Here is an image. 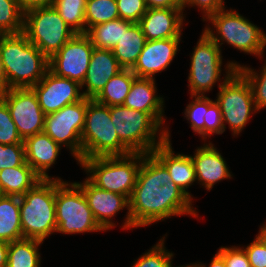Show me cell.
<instances>
[{"label": "cell", "instance_id": "obj_1", "mask_svg": "<svg viewBox=\"0 0 266 267\" xmlns=\"http://www.w3.org/2000/svg\"><path fill=\"white\" fill-rule=\"evenodd\" d=\"M166 167L152 154L142 153L136 185L129 198L132 229L171 216L198 217L192 200L173 182Z\"/></svg>", "mask_w": 266, "mask_h": 267}, {"label": "cell", "instance_id": "obj_2", "mask_svg": "<svg viewBox=\"0 0 266 267\" xmlns=\"http://www.w3.org/2000/svg\"><path fill=\"white\" fill-rule=\"evenodd\" d=\"M6 90L32 88L49 70V59L21 32L1 34Z\"/></svg>", "mask_w": 266, "mask_h": 267}, {"label": "cell", "instance_id": "obj_3", "mask_svg": "<svg viewBox=\"0 0 266 267\" xmlns=\"http://www.w3.org/2000/svg\"><path fill=\"white\" fill-rule=\"evenodd\" d=\"M205 21H209L212 26L206 25L203 31L220 48L227 43L232 48L255 55L260 60L264 56L266 33L236 10L224 8L211 14Z\"/></svg>", "mask_w": 266, "mask_h": 267}, {"label": "cell", "instance_id": "obj_4", "mask_svg": "<svg viewBox=\"0 0 266 267\" xmlns=\"http://www.w3.org/2000/svg\"><path fill=\"white\" fill-rule=\"evenodd\" d=\"M109 108L111 121L120 141L132 153H151L167 139L169 127H163L150 113L124 105Z\"/></svg>", "mask_w": 266, "mask_h": 267}, {"label": "cell", "instance_id": "obj_5", "mask_svg": "<svg viewBox=\"0 0 266 267\" xmlns=\"http://www.w3.org/2000/svg\"><path fill=\"white\" fill-rule=\"evenodd\" d=\"M23 238L46 240L56 233L55 179H42L19 197Z\"/></svg>", "mask_w": 266, "mask_h": 267}, {"label": "cell", "instance_id": "obj_6", "mask_svg": "<svg viewBox=\"0 0 266 267\" xmlns=\"http://www.w3.org/2000/svg\"><path fill=\"white\" fill-rule=\"evenodd\" d=\"M141 162L142 153H130L124 156L86 158L79 165L97 187L130 198Z\"/></svg>", "mask_w": 266, "mask_h": 267}, {"label": "cell", "instance_id": "obj_7", "mask_svg": "<svg viewBox=\"0 0 266 267\" xmlns=\"http://www.w3.org/2000/svg\"><path fill=\"white\" fill-rule=\"evenodd\" d=\"M82 160L132 153L119 139L111 121L109 106L87 98L85 124L81 134Z\"/></svg>", "mask_w": 266, "mask_h": 267}, {"label": "cell", "instance_id": "obj_8", "mask_svg": "<svg viewBox=\"0 0 266 267\" xmlns=\"http://www.w3.org/2000/svg\"><path fill=\"white\" fill-rule=\"evenodd\" d=\"M193 50L188 75L191 96H205L217 82L223 84L241 66L238 62L228 61L224 69L226 74H223L225 76L222 79V50L204 31Z\"/></svg>", "mask_w": 266, "mask_h": 267}, {"label": "cell", "instance_id": "obj_9", "mask_svg": "<svg viewBox=\"0 0 266 267\" xmlns=\"http://www.w3.org/2000/svg\"><path fill=\"white\" fill-rule=\"evenodd\" d=\"M56 233L80 234L104 231L95 220L81 187L55 179Z\"/></svg>", "mask_w": 266, "mask_h": 267}, {"label": "cell", "instance_id": "obj_10", "mask_svg": "<svg viewBox=\"0 0 266 267\" xmlns=\"http://www.w3.org/2000/svg\"><path fill=\"white\" fill-rule=\"evenodd\" d=\"M23 33L48 59L76 34L53 6L24 11Z\"/></svg>", "mask_w": 266, "mask_h": 267}, {"label": "cell", "instance_id": "obj_11", "mask_svg": "<svg viewBox=\"0 0 266 267\" xmlns=\"http://www.w3.org/2000/svg\"><path fill=\"white\" fill-rule=\"evenodd\" d=\"M218 94L215 102L219 105L222 114L224 132L226 124L235 137L239 135L257 113L253 93L249 82L236 70L223 84H218Z\"/></svg>", "mask_w": 266, "mask_h": 267}, {"label": "cell", "instance_id": "obj_12", "mask_svg": "<svg viewBox=\"0 0 266 267\" xmlns=\"http://www.w3.org/2000/svg\"><path fill=\"white\" fill-rule=\"evenodd\" d=\"M87 98L65 105L57 112L45 115L43 132L62 147L69 148L78 164L82 161L81 134L85 124Z\"/></svg>", "mask_w": 266, "mask_h": 267}, {"label": "cell", "instance_id": "obj_13", "mask_svg": "<svg viewBox=\"0 0 266 267\" xmlns=\"http://www.w3.org/2000/svg\"><path fill=\"white\" fill-rule=\"evenodd\" d=\"M0 98L7 104L19 136L27 137L43 132L45 114L32 88H13L0 92Z\"/></svg>", "mask_w": 266, "mask_h": 267}, {"label": "cell", "instance_id": "obj_14", "mask_svg": "<svg viewBox=\"0 0 266 267\" xmlns=\"http://www.w3.org/2000/svg\"><path fill=\"white\" fill-rule=\"evenodd\" d=\"M94 46L86 33H76L49 59V69L58 76L77 81L86 77Z\"/></svg>", "mask_w": 266, "mask_h": 267}, {"label": "cell", "instance_id": "obj_15", "mask_svg": "<svg viewBox=\"0 0 266 267\" xmlns=\"http://www.w3.org/2000/svg\"><path fill=\"white\" fill-rule=\"evenodd\" d=\"M82 189L83 194L92 210L93 216L99 226L108 231L116 226L113 217L126 208L128 212L122 224V229H132V220L129 214V198L127 196L105 191L94 185L88 178L83 182H76Z\"/></svg>", "mask_w": 266, "mask_h": 267}, {"label": "cell", "instance_id": "obj_16", "mask_svg": "<svg viewBox=\"0 0 266 267\" xmlns=\"http://www.w3.org/2000/svg\"><path fill=\"white\" fill-rule=\"evenodd\" d=\"M32 89L45 115L84 98L77 81L55 75L50 69Z\"/></svg>", "mask_w": 266, "mask_h": 267}, {"label": "cell", "instance_id": "obj_17", "mask_svg": "<svg viewBox=\"0 0 266 267\" xmlns=\"http://www.w3.org/2000/svg\"><path fill=\"white\" fill-rule=\"evenodd\" d=\"M181 38L146 41L135 65L133 74L140 78L155 79V74L163 72L176 56Z\"/></svg>", "mask_w": 266, "mask_h": 267}, {"label": "cell", "instance_id": "obj_18", "mask_svg": "<svg viewBox=\"0 0 266 267\" xmlns=\"http://www.w3.org/2000/svg\"><path fill=\"white\" fill-rule=\"evenodd\" d=\"M183 11V8H148L138 22L146 40L182 38Z\"/></svg>", "mask_w": 266, "mask_h": 267}, {"label": "cell", "instance_id": "obj_19", "mask_svg": "<svg viewBox=\"0 0 266 267\" xmlns=\"http://www.w3.org/2000/svg\"><path fill=\"white\" fill-rule=\"evenodd\" d=\"M196 173V181L206 190L210 191L214 185L224 179H231L225 158L212 142H204L197 147L194 155H190Z\"/></svg>", "mask_w": 266, "mask_h": 267}, {"label": "cell", "instance_id": "obj_20", "mask_svg": "<svg viewBox=\"0 0 266 267\" xmlns=\"http://www.w3.org/2000/svg\"><path fill=\"white\" fill-rule=\"evenodd\" d=\"M170 131L167 139L158 145L151 153L166 167L173 181L192 201L193 195L189 187L196 182V173L190 155L175 153L172 148Z\"/></svg>", "mask_w": 266, "mask_h": 267}, {"label": "cell", "instance_id": "obj_21", "mask_svg": "<svg viewBox=\"0 0 266 267\" xmlns=\"http://www.w3.org/2000/svg\"><path fill=\"white\" fill-rule=\"evenodd\" d=\"M122 69L112 50L94 47L86 77L81 84L83 97L94 99L107 82Z\"/></svg>", "mask_w": 266, "mask_h": 267}, {"label": "cell", "instance_id": "obj_22", "mask_svg": "<svg viewBox=\"0 0 266 267\" xmlns=\"http://www.w3.org/2000/svg\"><path fill=\"white\" fill-rule=\"evenodd\" d=\"M26 162L42 179H59L49 176L50 168L55 164L62 146L44 132L27 137L24 140Z\"/></svg>", "mask_w": 266, "mask_h": 267}, {"label": "cell", "instance_id": "obj_23", "mask_svg": "<svg viewBox=\"0 0 266 267\" xmlns=\"http://www.w3.org/2000/svg\"><path fill=\"white\" fill-rule=\"evenodd\" d=\"M156 85L155 79L136 77L123 105L150 113L163 126L165 122V101L163 96L157 95Z\"/></svg>", "mask_w": 266, "mask_h": 267}, {"label": "cell", "instance_id": "obj_24", "mask_svg": "<svg viewBox=\"0 0 266 267\" xmlns=\"http://www.w3.org/2000/svg\"><path fill=\"white\" fill-rule=\"evenodd\" d=\"M42 178L26 162L21 166L0 170V186L5 196L22 197Z\"/></svg>", "mask_w": 266, "mask_h": 267}, {"label": "cell", "instance_id": "obj_25", "mask_svg": "<svg viewBox=\"0 0 266 267\" xmlns=\"http://www.w3.org/2000/svg\"><path fill=\"white\" fill-rule=\"evenodd\" d=\"M145 35L138 23H133L128 29H123V35L112 53L123 69H131L146 44Z\"/></svg>", "mask_w": 266, "mask_h": 267}, {"label": "cell", "instance_id": "obj_26", "mask_svg": "<svg viewBox=\"0 0 266 267\" xmlns=\"http://www.w3.org/2000/svg\"><path fill=\"white\" fill-rule=\"evenodd\" d=\"M23 239L20 221V204L17 196L0 199V240L8 243Z\"/></svg>", "mask_w": 266, "mask_h": 267}, {"label": "cell", "instance_id": "obj_27", "mask_svg": "<svg viewBox=\"0 0 266 267\" xmlns=\"http://www.w3.org/2000/svg\"><path fill=\"white\" fill-rule=\"evenodd\" d=\"M43 241L23 238L9 243L7 267H41L39 246Z\"/></svg>", "mask_w": 266, "mask_h": 267}, {"label": "cell", "instance_id": "obj_28", "mask_svg": "<svg viewBox=\"0 0 266 267\" xmlns=\"http://www.w3.org/2000/svg\"><path fill=\"white\" fill-rule=\"evenodd\" d=\"M135 78L131 69H122L107 82L94 100L109 107L123 105Z\"/></svg>", "mask_w": 266, "mask_h": 267}, {"label": "cell", "instance_id": "obj_29", "mask_svg": "<svg viewBox=\"0 0 266 267\" xmlns=\"http://www.w3.org/2000/svg\"><path fill=\"white\" fill-rule=\"evenodd\" d=\"M133 22L121 18L96 24L87 31L92 45L99 49L112 50L120 41L123 29H128Z\"/></svg>", "mask_w": 266, "mask_h": 267}, {"label": "cell", "instance_id": "obj_30", "mask_svg": "<svg viewBox=\"0 0 266 267\" xmlns=\"http://www.w3.org/2000/svg\"><path fill=\"white\" fill-rule=\"evenodd\" d=\"M87 0H54L53 8L75 33H86Z\"/></svg>", "mask_w": 266, "mask_h": 267}, {"label": "cell", "instance_id": "obj_31", "mask_svg": "<svg viewBox=\"0 0 266 267\" xmlns=\"http://www.w3.org/2000/svg\"><path fill=\"white\" fill-rule=\"evenodd\" d=\"M116 19H119L116 0H87L85 11L86 33L96 24Z\"/></svg>", "mask_w": 266, "mask_h": 267}, {"label": "cell", "instance_id": "obj_32", "mask_svg": "<svg viewBox=\"0 0 266 267\" xmlns=\"http://www.w3.org/2000/svg\"><path fill=\"white\" fill-rule=\"evenodd\" d=\"M24 10L18 0H0V34L23 32Z\"/></svg>", "mask_w": 266, "mask_h": 267}, {"label": "cell", "instance_id": "obj_33", "mask_svg": "<svg viewBox=\"0 0 266 267\" xmlns=\"http://www.w3.org/2000/svg\"><path fill=\"white\" fill-rule=\"evenodd\" d=\"M190 97L194 99L186 106L184 118L186 117V120L190 123L193 132L201 136L204 141V115H206L208 107L215 100H211L206 95H194Z\"/></svg>", "mask_w": 266, "mask_h": 267}, {"label": "cell", "instance_id": "obj_34", "mask_svg": "<svg viewBox=\"0 0 266 267\" xmlns=\"http://www.w3.org/2000/svg\"><path fill=\"white\" fill-rule=\"evenodd\" d=\"M249 82L257 111L266 108V60L261 71H256L247 65L237 69ZM260 73V74H259Z\"/></svg>", "mask_w": 266, "mask_h": 267}, {"label": "cell", "instance_id": "obj_35", "mask_svg": "<svg viewBox=\"0 0 266 267\" xmlns=\"http://www.w3.org/2000/svg\"><path fill=\"white\" fill-rule=\"evenodd\" d=\"M165 239L163 236L150 250L135 259L131 267H173L174 253L164 246Z\"/></svg>", "mask_w": 266, "mask_h": 267}, {"label": "cell", "instance_id": "obj_36", "mask_svg": "<svg viewBox=\"0 0 266 267\" xmlns=\"http://www.w3.org/2000/svg\"><path fill=\"white\" fill-rule=\"evenodd\" d=\"M24 143L12 120L7 104L0 98V144L11 145Z\"/></svg>", "mask_w": 266, "mask_h": 267}, {"label": "cell", "instance_id": "obj_37", "mask_svg": "<svg viewBox=\"0 0 266 267\" xmlns=\"http://www.w3.org/2000/svg\"><path fill=\"white\" fill-rule=\"evenodd\" d=\"M26 163L24 143L0 144V170L21 166Z\"/></svg>", "mask_w": 266, "mask_h": 267}, {"label": "cell", "instance_id": "obj_38", "mask_svg": "<svg viewBox=\"0 0 266 267\" xmlns=\"http://www.w3.org/2000/svg\"><path fill=\"white\" fill-rule=\"evenodd\" d=\"M119 18L138 23L147 12L145 0H116Z\"/></svg>", "mask_w": 266, "mask_h": 267}, {"label": "cell", "instance_id": "obj_39", "mask_svg": "<svg viewBox=\"0 0 266 267\" xmlns=\"http://www.w3.org/2000/svg\"><path fill=\"white\" fill-rule=\"evenodd\" d=\"M204 142L214 134L224 133L222 114L219 105L214 101L204 115Z\"/></svg>", "mask_w": 266, "mask_h": 267}, {"label": "cell", "instance_id": "obj_40", "mask_svg": "<svg viewBox=\"0 0 266 267\" xmlns=\"http://www.w3.org/2000/svg\"><path fill=\"white\" fill-rule=\"evenodd\" d=\"M217 253L224 259L226 267H251L248 256L243 247L221 246Z\"/></svg>", "mask_w": 266, "mask_h": 267}, {"label": "cell", "instance_id": "obj_41", "mask_svg": "<svg viewBox=\"0 0 266 267\" xmlns=\"http://www.w3.org/2000/svg\"><path fill=\"white\" fill-rule=\"evenodd\" d=\"M244 247L251 267H266V245L257 235L254 241Z\"/></svg>", "mask_w": 266, "mask_h": 267}, {"label": "cell", "instance_id": "obj_42", "mask_svg": "<svg viewBox=\"0 0 266 267\" xmlns=\"http://www.w3.org/2000/svg\"><path fill=\"white\" fill-rule=\"evenodd\" d=\"M194 6H197L199 11L203 14V21H205L211 14L217 13L218 11L226 8L225 0H185L182 4L183 10H185V7Z\"/></svg>", "mask_w": 266, "mask_h": 267}, {"label": "cell", "instance_id": "obj_43", "mask_svg": "<svg viewBox=\"0 0 266 267\" xmlns=\"http://www.w3.org/2000/svg\"><path fill=\"white\" fill-rule=\"evenodd\" d=\"M147 8H182L177 0H145Z\"/></svg>", "mask_w": 266, "mask_h": 267}, {"label": "cell", "instance_id": "obj_44", "mask_svg": "<svg viewBox=\"0 0 266 267\" xmlns=\"http://www.w3.org/2000/svg\"><path fill=\"white\" fill-rule=\"evenodd\" d=\"M24 11L36 7L53 6L54 0H18Z\"/></svg>", "mask_w": 266, "mask_h": 267}, {"label": "cell", "instance_id": "obj_45", "mask_svg": "<svg viewBox=\"0 0 266 267\" xmlns=\"http://www.w3.org/2000/svg\"><path fill=\"white\" fill-rule=\"evenodd\" d=\"M195 264L198 267H207L206 264H202V262L197 261ZM208 267H226V264L224 262V259L218 253H216L215 255H213V258Z\"/></svg>", "mask_w": 266, "mask_h": 267}, {"label": "cell", "instance_id": "obj_46", "mask_svg": "<svg viewBox=\"0 0 266 267\" xmlns=\"http://www.w3.org/2000/svg\"><path fill=\"white\" fill-rule=\"evenodd\" d=\"M9 243L0 240V267H7Z\"/></svg>", "mask_w": 266, "mask_h": 267}, {"label": "cell", "instance_id": "obj_47", "mask_svg": "<svg viewBox=\"0 0 266 267\" xmlns=\"http://www.w3.org/2000/svg\"><path fill=\"white\" fill-rule=\"evenodd\" d=\"M6 90V73L1 54V34H0V92Z\"/></svg>", "mask_w": 266, "mask_h": 267}, {"label": "cell", "instance_id": "obj_48", "mask_svg": "<svg viewBox=\"0 0 266 267\" xmlns=\"http://www.w3.org/2000/svg\"><path fill=\"white\" fill-rule=\"evenodd\" d=\"M257 236L265 243L266 245V222L262 224V226L259 228V233Z\"/></svg>", "mask_w": 266, "mask_h": 267}, {"label": "cell", "instance_id": "obj_49", "mask_svg": "<svg viewBox=\"0 0 266 267\" xmlns=\"http://www.w3.org/2000/svg\"><path fill=\"white\" fill-rule=\"evenodd\" d=\"M177 267H198L195 263H190V264H186V265H180V266H177Z\"/></svg>", "mask_w": 266, "mask_h": 267}, {"label": "cell", "instance_id": "obj_50", "mask_svg": "<svg viewBox=\"0 0 266 267\" xmlns=\"http://www.w3.org/2000/svg\"><path fill=\"white\" fill-rule=\"evenodd\" d=\"M3 196H4V193H3L2 189H1V186H0V199H1Z\"/></svg>", "mask_w": 266, "mask_h": 267}, {"label": "cell", "instance_id": "obj_51", "mask_svg": "<svg viewBox=\"0 0 266 267\" xmlns=\"http://www.w3.org/2000/svg\"><path fill=\"white\" fill-rule=\"evenodd\" d=\"M181 5L185 2V0H177Z\"/></svg>", "mask_w": 266, "mask_h": 267}]
</instances>
